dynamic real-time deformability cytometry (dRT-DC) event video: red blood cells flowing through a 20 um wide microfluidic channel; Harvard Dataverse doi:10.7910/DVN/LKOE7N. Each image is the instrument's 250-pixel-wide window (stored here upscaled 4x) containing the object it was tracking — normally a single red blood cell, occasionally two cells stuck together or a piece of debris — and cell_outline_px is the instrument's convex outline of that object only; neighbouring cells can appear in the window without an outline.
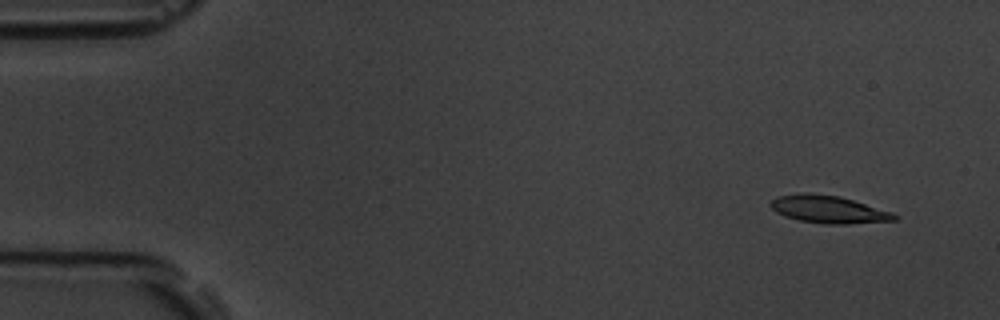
{"species": "common noctule bat (a hibernating species)", "species_latin": "Nyctalus noctula", "temperature_condition": "room temperature", "stored_images_in_passage": 6, "segment_of_instrument_passage": [2, 2], "camera_frame_rate_fps": 3000, "um_per_image_px": 0.085, "animal": {"sex": "male", "body_mass_g": 19.5, "forearm_length_mm": 54.6}, "frame": {"image": 1, "passage_image": 6, "time_ms": 6.667, "image_size_px": [1000, 320], "cell_outline_px": [[900, 216], [896, 220], [848, 224], [824, 224], [800, 220], [784, 216], [776, 212], [768, 204], [776, 196], [804, 192], [812, 192], [840, 196], [892, 212]], "centroid_in_image_um": [70.4, 17.78], "position_along_channel_um": 14.6, "area_um2": 20.06}}